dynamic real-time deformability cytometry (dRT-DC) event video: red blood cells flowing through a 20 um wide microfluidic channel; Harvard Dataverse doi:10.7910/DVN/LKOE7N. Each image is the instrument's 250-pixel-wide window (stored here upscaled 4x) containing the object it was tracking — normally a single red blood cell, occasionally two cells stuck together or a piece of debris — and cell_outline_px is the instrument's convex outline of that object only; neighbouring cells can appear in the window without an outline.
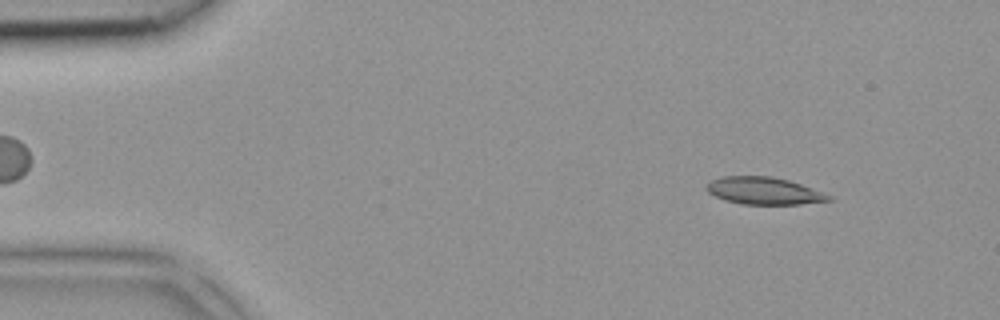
{"species": "common noctule bat (a hibernating species)", "species_latin": "Nyctalus noctula", "temperature_condition": "room temperature", "stored_images_in_passage": 42, "camera_frame_rate_fps": 3000, "um_per_image_px": 0.085, "animal": {"sex": "female", "body_mass_g": 18.4}, "frame": {"image": 1, "passage_image": 4, "time_ms": 1.0, "image_size_px": [1000, 320], "cell_outline_px": [[836, 200], [800, 204], [744, 204], [724, 200], [708, 192], [704, 188], [712, 180], [724, 176], [772, 176], [788, 180], [800, 184], [832, 196]], "centroid_in_image_um": [64.95, 16.22], "position_along_channel_um": 20.1, "area_um2": 19.31}}
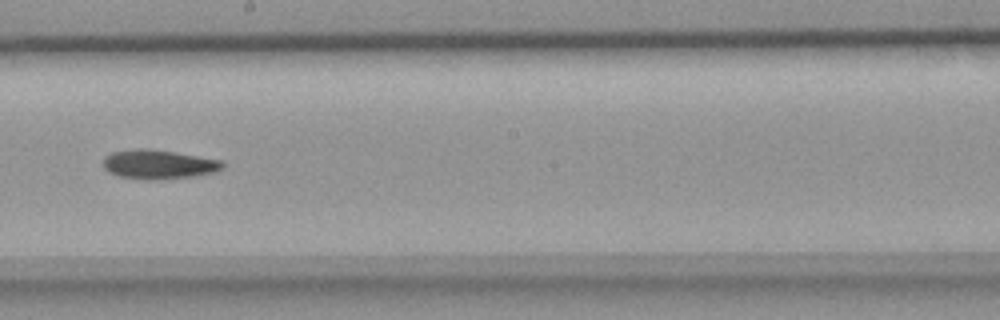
{"frame": {"image": 2, "passage_image": 23, "time_ms": 7.333, "image_size_px": [1000, 320], "cell_outline_px": [[224, 168], [212, 172], [192, 176], [156, 180], [152, 180], [120, 176], [108, 172], [104, 168], [104, 156], [112, 152], [136, 148], [148, 148], [220, 160], [224, 164]], "centroid_in_image_um": [13.43, 13.96], "position_along_channel_um": 234.8, "area_um2": 20.0}}
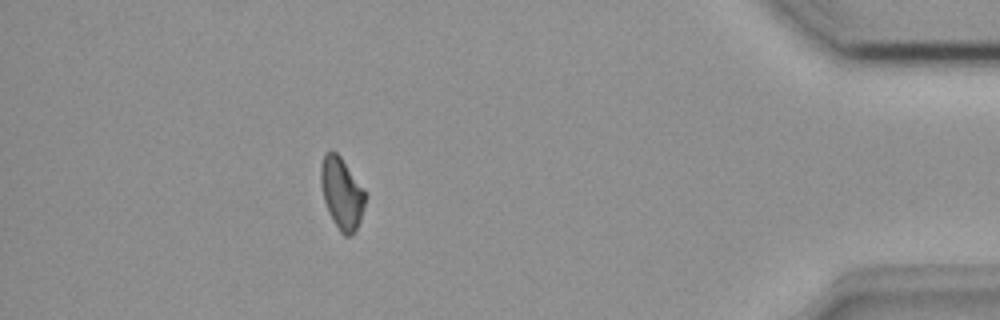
{"frame": {"image": 3, "passage_image": 37, "time_ms": 12.0, "image_size_px": [1000, 320], "cell_outline_px": [[368, 196], [360, 220], [356, 228], [348, 236], [344, 236], [340, 232], [332, 220], [328, 212], [324, 200], [320, 184], [320, 168], [324, 152], [328, 148], [332, 148], [340, 156], [364, 188]], "centroid_in_image_um": [29.04, 16.37], "position_along_channel_um": 406.2, "area_um2": 18.9}}